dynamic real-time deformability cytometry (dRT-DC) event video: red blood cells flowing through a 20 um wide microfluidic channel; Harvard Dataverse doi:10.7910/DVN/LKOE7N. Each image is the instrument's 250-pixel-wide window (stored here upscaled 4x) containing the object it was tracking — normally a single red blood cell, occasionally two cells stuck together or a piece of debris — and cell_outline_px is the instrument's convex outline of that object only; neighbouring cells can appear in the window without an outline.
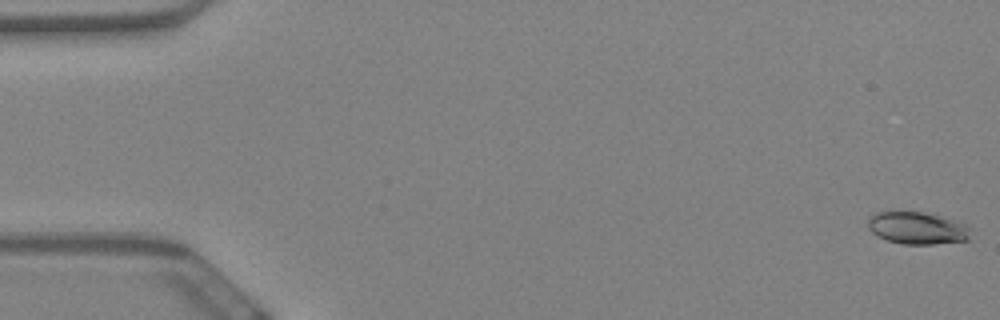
{"species": "Egyptian fruit bat (a non-hibernating species)", "species_latin": "Rousettus aegyptiacus", "temperature_condition": "warm", "stored_images_in_passage": 58, "camera_frame_rate_fps": 3000, "um_per_image_px": 0.085, "animal": {"sex": "female"}, "frame": {"image": 1, "passage_image": 1, "time_ms": 0.0, "image_size_px": [1000, 320], "cell_outline_px": [[968, 240], [932, 244], [904, 244], [888, 240], [876, 236], [868, 228], [868, 216], [876, 212], [924, 212], [960, 224], [968, 228]], "centroid_in_image_um": [77.84, 19.39], "position_along_channel_um": 7.2, "area_um2": 18.67}}
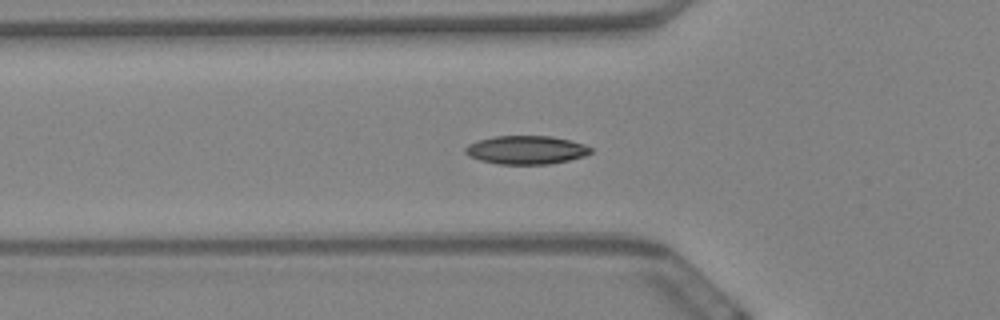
{"frame": {"image": 2, "passage_image": 21, "time_ms": 6.667, "image_size_px": [1000, 320], "cell_outline_px": [[592, 152], [584, 156], [568, 160], [548, 164], [500, 164], [480, 160], [468, 156], [464, 152], [464, 148], [468, 144], [476, 140], [492, 136], [552, 136], [584, 144], [592, 148]], "centroid_in_image_um": [44.68, 12.74], "position_along_channel_um": 81.1, "area_um2": 20.87}}
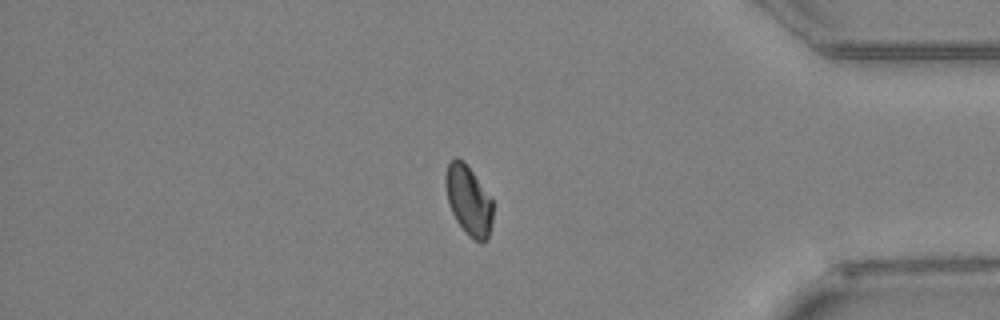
{"frame": {"image": 3, "passage_image": 51, "time_ms": 16.667, "image_size_px": [1000, 320], "cell_outline_px": [[492, 220], [488, 236], [484, 244], [480, 244], [468, 236], [456, 220], [452, 212], [448, 200], [444, 184], [444, 176], [448, 164], [456, 156], [472, 172], [492, 196]], "centroid_in_image_um": [39.83, 17.07], "position_along_channel_um": 395.4, "area_um2": 19.19}, "authors_computed_cell_mechanics": {"area_um2": 19.4786, "velocity_mm_per_s": 3.4281, "shape_relaxation_time_tau1_ms": 6.1022, "shape_relaxation_time_tau2_ms": 10.1084, "deformation_change_tau1": 0.1338, "deformation_change_tau2": 0.1058}}